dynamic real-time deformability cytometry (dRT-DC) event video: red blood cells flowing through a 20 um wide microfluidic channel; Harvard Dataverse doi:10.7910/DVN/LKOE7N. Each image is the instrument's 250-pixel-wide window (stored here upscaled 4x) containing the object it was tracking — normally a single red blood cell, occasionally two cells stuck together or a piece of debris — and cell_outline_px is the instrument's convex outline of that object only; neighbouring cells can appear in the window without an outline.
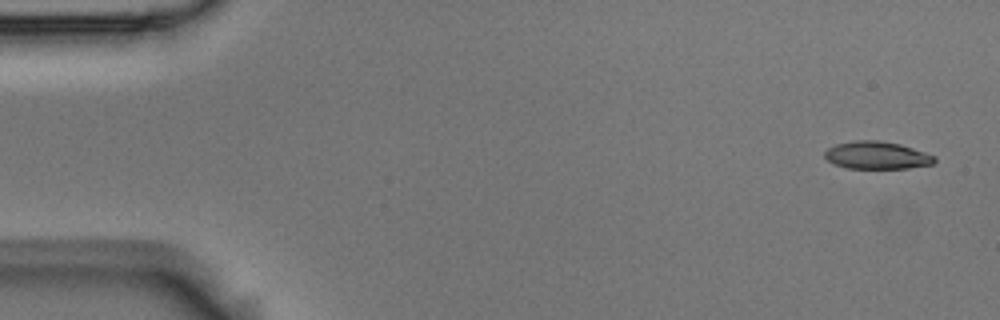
{"species": "Egyptian fruit bat (a non-hibernating species)", "species_latin": "Rousettus aegyptiacus", "temperature_condition": "room temperature", "stored_images_in_passage": 4, "camera_frame_rate_fps": 3000, "um_per_image_px": 0.085, "animal": {"sex": "male"}, "frame": {"image": 1, "passage_image": 1, "time_ms": 0.0, "image_size_px": [1000, 320], "cell_outline_px": [[936, 160], [932, 164], [908, 168], [848, 168], [832, 164], [824, 156], [824, 152], [828, 148], [836, 144], [852, 140], [880, 140], [900, 144], [936, 156]], "centroid_in_image_um": [74.51, 13.19], "position_along_channel_um": 10.5, "area_um2": 17.69}}